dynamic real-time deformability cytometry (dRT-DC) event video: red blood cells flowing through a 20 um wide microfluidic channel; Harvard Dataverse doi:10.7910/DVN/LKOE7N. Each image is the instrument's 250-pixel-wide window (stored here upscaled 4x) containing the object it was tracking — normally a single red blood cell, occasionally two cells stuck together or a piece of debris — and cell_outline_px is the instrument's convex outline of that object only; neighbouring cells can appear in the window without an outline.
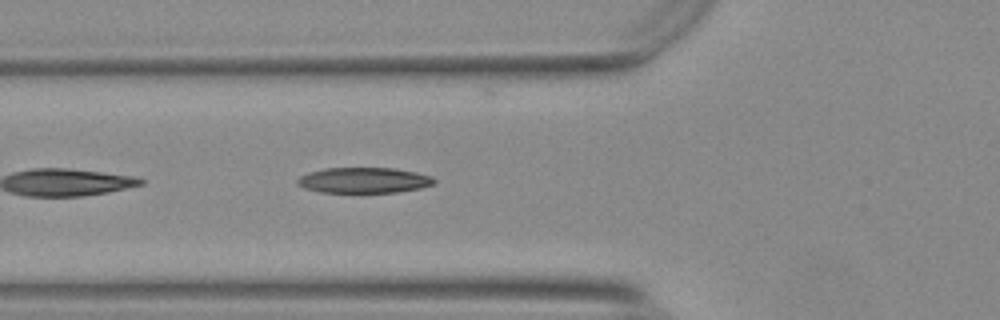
{"species": "Egyptian fruit bat (a non-hibernating species)", "species_latin": "Rousettus aegyptiacus", "temperature_condition": "warm", "stored_images_in_passage": 13, "camera_frame_rate_fps": 3000, "um_per_image_px": 0.085, "animal": {"sex": "female"}, "frame": {"image": 1, "passage_image": 4, "time_ms": 1.0, "image_size_px": [1000, 320], "cell_outline_px": [[436, 184], [420, 188], [396, 192], [320, 192], [304, 188], [296, 184], [296, 180], [300, 176], [324, 168], [396, 168], [416, 172], [432, 176], [436, 180]], "centroid_in_image_um": [30.96, 15.32], "position_along_channel_um": 94.8, "area_um2": 20.4}}
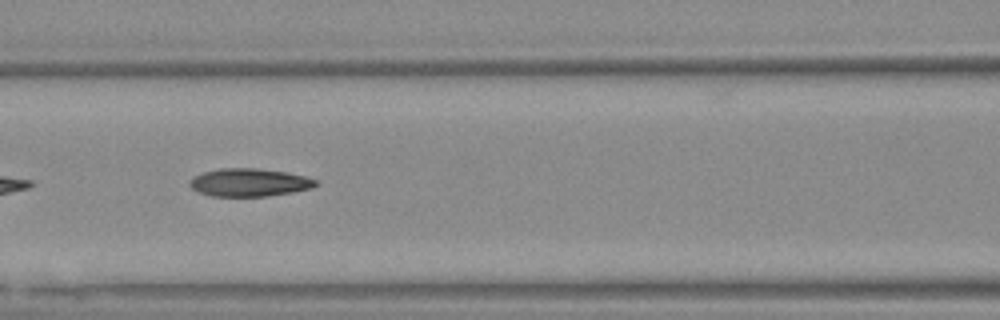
{"frame": {"image": 2, "passage_image": 8, "time_ms": 2.333, "image_size_px": [1000, 320], "cell_outline_px": [[316, 184], [308, 188], [292, 192], [268, 196], [212, 196], [200, 192], [192, 188], [188, 184], [192, 176], [204, 172], [220, 168], [256, 168], [288, 172], [304, 176], [316, 180]], "centroid_in_image_um": [21.14, 15.5], "position_along_channel_um": 145.5, "area_um2": 20.35}}
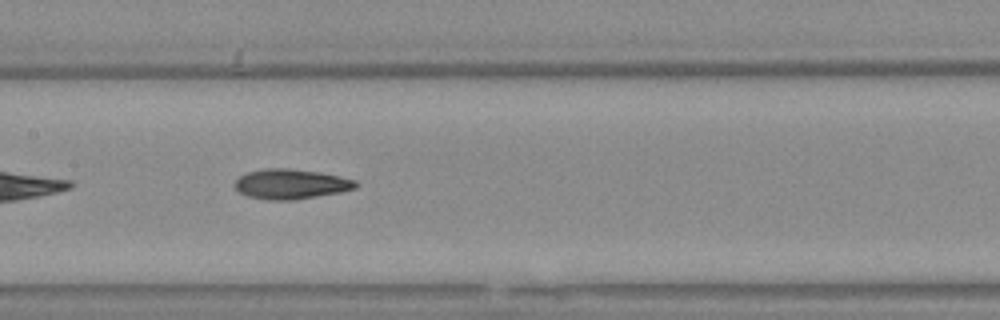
{"frame": {"image": 3, "passage_image": 11, "time_ms": 3.333, "image_size_px": [1000, 320], "cell_outline_px": [[360, 184], [356, 188], [340, 192], [292, 200], [272, 200], [248, 196], [240, 192], [236, 188], [236, 180], [240, 176], [248, 172], [264, 168], [288, 168], [320, 172], [340, 176], [356, 180]], "centroid_in_image_um": [24.77, 15.63], "position_along_channel_um": 182.6, "area_um2": 20.98}}